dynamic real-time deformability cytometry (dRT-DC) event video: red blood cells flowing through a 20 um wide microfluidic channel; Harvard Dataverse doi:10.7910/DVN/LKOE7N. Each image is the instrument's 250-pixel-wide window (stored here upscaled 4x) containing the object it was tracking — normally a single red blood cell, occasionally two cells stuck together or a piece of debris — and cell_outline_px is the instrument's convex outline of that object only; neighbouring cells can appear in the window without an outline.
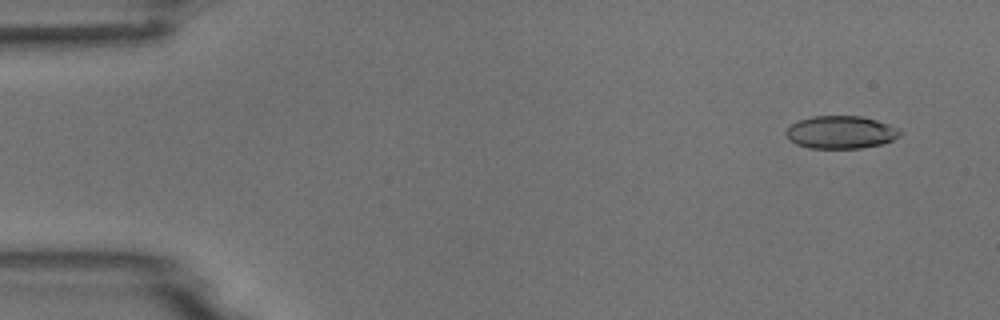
{"species": "common noctule bat (a hibernating species)", "species_latin": "Nyctalus noctula", "temperature_condition": "room temperature", "stored_images_in_passage": 4, "camera_frame_rate_fps": 3000, "um_per_image_px": 0.085, "animal": {"sex": "male", "body_mass_g": 18.8}, "frame": {"image": 1, "passage_image": 1, "time_ms": 0.0, "image_size_px": [1000, 320], "cell_outline_px": [[900, 136], [884, 144], [860, 148], [808, 148], [796, 144], [788, 140], [784, 136], [784, 132], [792, 124], [800, 120], [812, 116], [860, 116], [876, 120], [900, 128]], "centroid_in_image_um": [71.45, 11.25], "position_along_channel_um": 13.6, "area_um2": 21.91}}
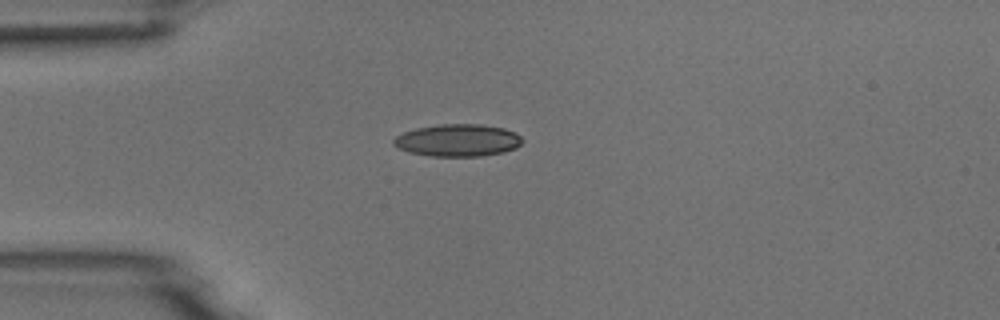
{"frame": {"image": 2, "passage_image": 4, "time_ms": 3.333, "image_size_px": [1000, 320], "cell_outline_px": [[524, 140], [516, 148], [504, 152], [480, 156], [432, 156], [408, 152], [396, 148], [392, 144], [392, 140], [396, 136], [404, 132], [416, 128], [440, 124], [480, 124], [504, 128], [516, 132]], "centroid_in_image_um": [38.9, 11.92], "position_along_channel_um": 46.1, "area_um2": 24.39}}